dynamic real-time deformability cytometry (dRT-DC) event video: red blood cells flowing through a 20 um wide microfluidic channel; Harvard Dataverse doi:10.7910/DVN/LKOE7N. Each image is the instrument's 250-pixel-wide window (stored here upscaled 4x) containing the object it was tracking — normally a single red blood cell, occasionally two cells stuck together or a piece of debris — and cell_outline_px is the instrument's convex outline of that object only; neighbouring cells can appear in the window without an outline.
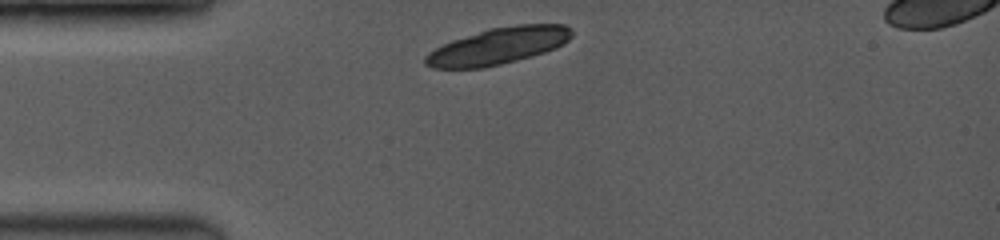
{"species": "common noctule bat (a hibernating species)", "species_latin": "Nyctalus noctula", "temperature_condition": "room temperature", "stored_images_in_passage": 1, "camera_frame_rate_fps": 3500, "um_per_image_px": 0.085, "animal": {"sex": "female", "body_mass_g": 19.0, "forearm_length_mm": 53.3}, "frame": {"image": 1, "passage_image": 1, "time_ms": 0.0, "image_size_px": [1000, 240], "cell_outline_px": [[572, 36], [568, 40], [544, 52], [516, 60], [484, 68], [432, 68], [424, 64], [424, 56], [428, 52], [452, 40], [488, 28], [516, 24], [564, 24], [572, 28]], "centroid_in_image_um": [42.31, 3.9], "position_along_channel_um": 42.7, "area_um2": 31.1}}